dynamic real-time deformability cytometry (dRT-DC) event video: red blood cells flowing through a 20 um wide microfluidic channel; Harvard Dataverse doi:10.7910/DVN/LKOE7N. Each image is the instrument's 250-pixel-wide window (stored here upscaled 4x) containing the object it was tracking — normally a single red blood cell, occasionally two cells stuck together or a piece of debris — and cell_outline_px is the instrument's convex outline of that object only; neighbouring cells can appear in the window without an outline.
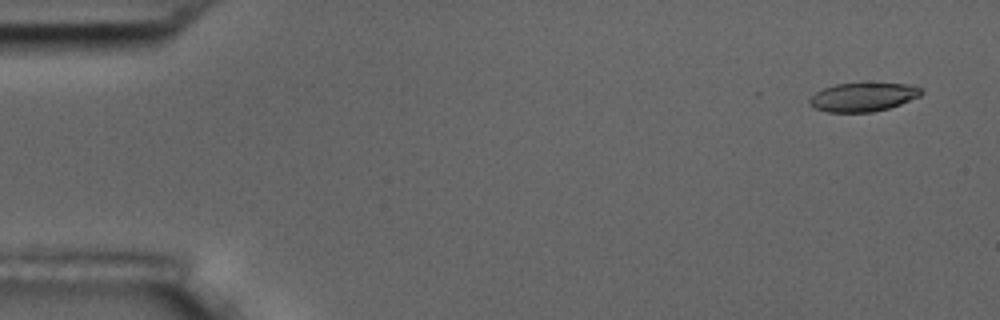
{"species": "common noctule bat (a hibernating species)", "species_latin": "Nyctalus noctula", "temperature_condition": "room temperature", "stored_images_in_passage": 6, "camera_frame_rate_fps": 3000, "um_per_image_px": 0.085, "animal": {"sex": "male", "body_mass_g": 17.5, "forearm_length_mm": 52.3}, "frame": {"image": 1, "passage_image": 1, "time_ms": 0.0, "image_size_px": [1000, 320], "cell_outline_px": [[924, 92], [920, 96], [900, 104], [888, 108], [872, 112], [828, 112], [816, 108], [808, 104], [808, 100], [816, 92], [824, 88], [836, 84], [908, 84], [920, 88]], "centroid_in_image_um": [73.35, 8.26], "position_along_channel_um": 11.7, "area_um2": 18.38}}